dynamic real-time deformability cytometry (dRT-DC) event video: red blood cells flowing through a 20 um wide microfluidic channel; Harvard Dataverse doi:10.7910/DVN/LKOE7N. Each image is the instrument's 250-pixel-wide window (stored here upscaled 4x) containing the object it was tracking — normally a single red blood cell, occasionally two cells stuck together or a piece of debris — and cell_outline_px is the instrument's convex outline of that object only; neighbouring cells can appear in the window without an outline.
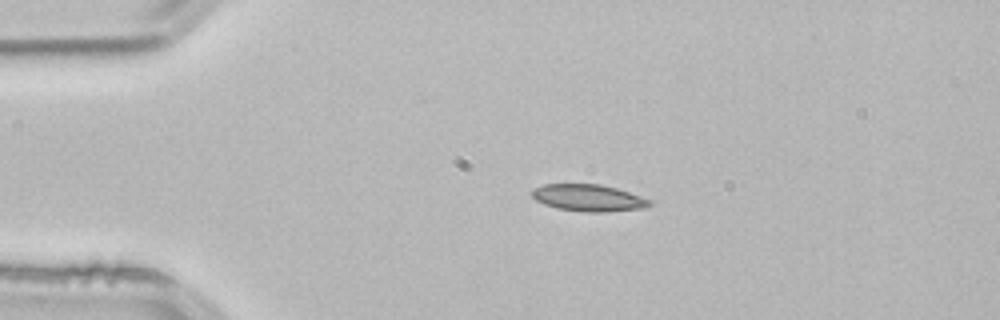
{"species": "common noctule bat (a hibernating species)", "species_latin": "Nyctalus noctula", "temperature_condition": "room temperature", "stored_images_in_passage": 3, "camera_frame_rate_fps": 3000, "um_per_image_px": 0.085, "animal": {"sex": "male", "body_mass_g": 21.5, "forearm_length_mm": 52.0}, "frame": {"image": 1, "passage_image": 1, "time_ms": 0.0, "image_size_px": [1000, 320], "cell_outline_px": [[652, 204], [644, 208], [604, 212], [588, 212], [556, 208], [544, 204], [536, 200], [532, 196], [532, 188], [544, 184], [600, 184], [616, 188], [652, 200]], "centroid_in_image_um": [50.01, 16.81], "position_along_channel_um": 35.0, "area_um2": 18.38}}